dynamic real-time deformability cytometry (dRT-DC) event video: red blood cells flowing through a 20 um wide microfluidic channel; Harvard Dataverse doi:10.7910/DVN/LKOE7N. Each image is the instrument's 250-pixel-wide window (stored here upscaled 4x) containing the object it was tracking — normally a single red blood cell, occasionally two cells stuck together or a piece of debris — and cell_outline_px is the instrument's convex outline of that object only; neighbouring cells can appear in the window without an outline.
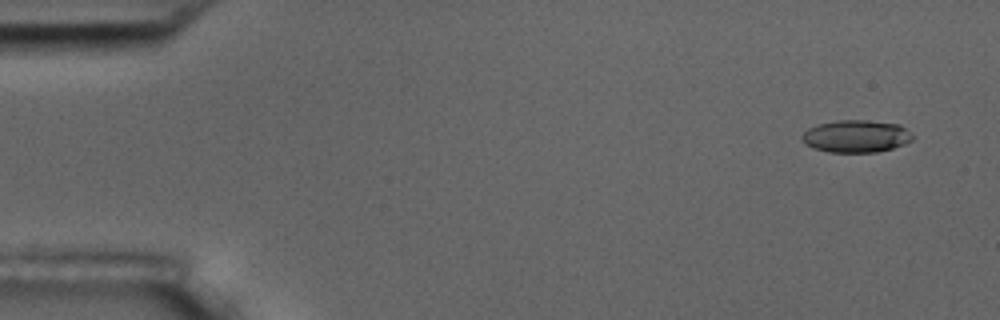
{"species": "common noctule bat (a hibernating species)", "species_latin": "Nyctalus noctula", "temperature_condition": "room temperature", "stored_images_in_passage": 6, "camera_frame_rate_fps": 3000, "um_per_image_px": 0.085, "animal": {"sex": "male", "body_mass_g": 17.5, "forearm_length_mm": 52.3}, "frame": {"image": 1, "passage_image": 1, "time_ms": 0.0, "image_size_px": [1000, 320], "cell_outline_px": [[912, 140], [904, 144], [892, 148], [876, 152], [828, 152], [816, 148], [808, 144], [800, 136], [808, 128], [816, 124], [836, 120], [868, 120], [900, 124], [912, 132]], "centroid_in_image_um": [72.8, 11.56], "position_along_channel_um": 12.2, "area_um2": 20.87}}
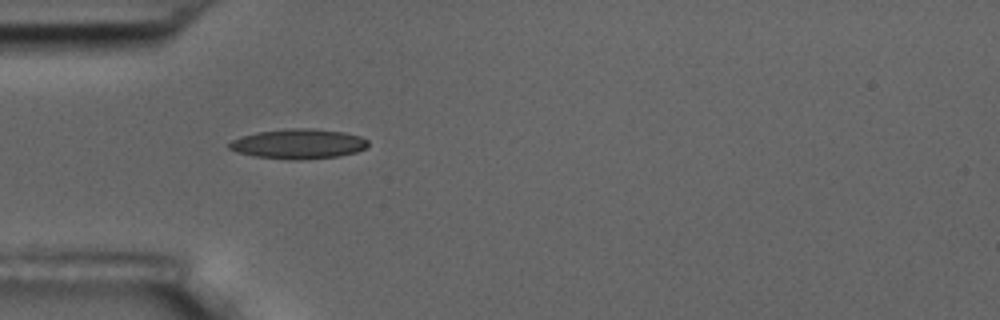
{"frame": {"image": 2, "passage_image": 5, "time_ms": 4.667, "image_size_px": [1000, 320], "cell_outline_px": [[368, 144], [364, 148], [356, 152], [340, 156], [300, 160], [288, 160], [256, 156], [236, 152], [228, 148], [228, 144], [232, 140], [240, 136], [256, 132], [288, 128], [312, 128], [344, 132], [360, 136], [368, 140]], "centroid_in_image_um": [25.34, 12.23], "position_along_channel_um": 59.7, "area_um2": 24.33}}